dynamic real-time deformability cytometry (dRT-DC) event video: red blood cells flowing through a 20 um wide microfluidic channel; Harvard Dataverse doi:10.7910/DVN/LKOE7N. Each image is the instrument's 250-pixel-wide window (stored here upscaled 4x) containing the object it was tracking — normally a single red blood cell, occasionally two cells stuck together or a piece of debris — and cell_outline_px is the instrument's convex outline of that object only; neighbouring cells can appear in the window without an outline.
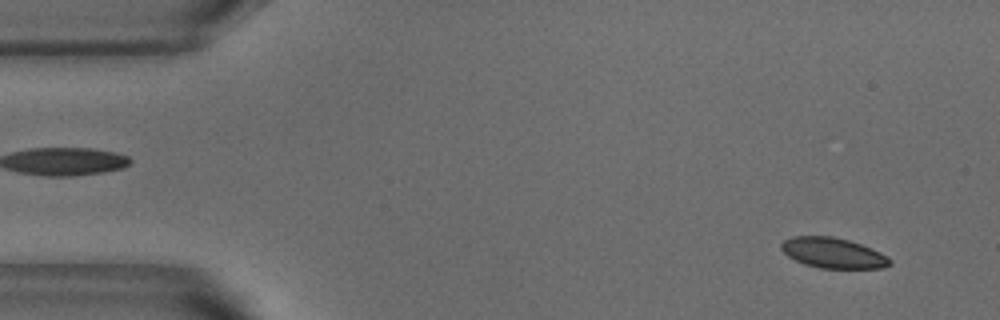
{"species": "common noctule bat (a hibernating species)", "species_latin": "Nyctalus noctula", "temperature_condition": "warm", "stored_images_in_passage": 52, "camera_frame_rate_fps": 3000, "um_per_image_px": 0.085, "animal": {"sex": "male", "body_mass_g": 18.8}, "frame": {"image": 1, "passage_image": 3, "time_ms": 0.667, "image_size_px": [1000, 320], "cell_outline_px": [[892, 264], [884, 268], [820, 268], [804, 264], [788, 256], [780, 248], [780, 244], [784, 240], [792, 236], [832, 236], [848, 240], [860, 244], [880, 252], [892, 260]], "centroid_in_image_um": [70.8, 21.5], "position_along_channel_um": 14.2, "area_um2": 19.19}}
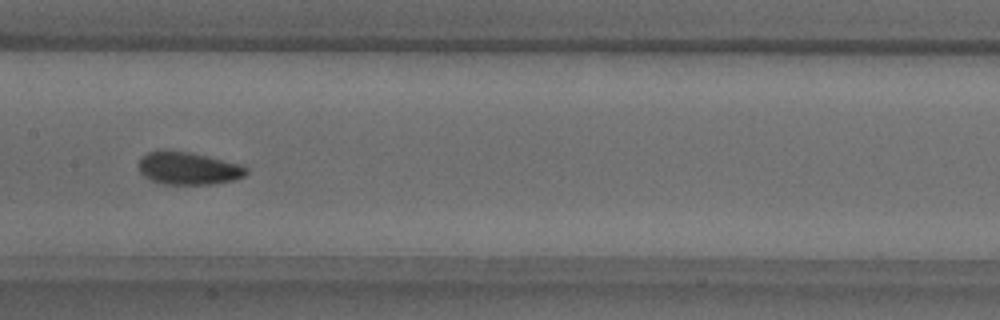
{"frame": {"image": 2, "passage_image": 25, "time_ms": 8.0, "image_size_px": [1000, 320], "cell_outline_px": [[248, 172], [244, 176], [236, 180], [212, 184], [164, 184], [152, 180], [144, 176], [140, 172], [140, 156], [156, 148], [164, 148], [192, 152], [236, 164], [248, 168]], "centroid_in_image_um": [15.95, 14.28], "position_along_channel_um": 191.4, "area_um2": 20.69}}
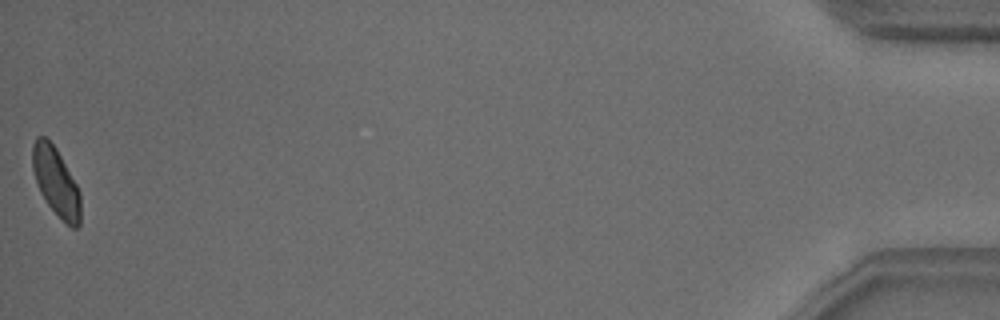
{"frame": {"image": 3, "passage_image": 52, "time_ms": 17.0, "image_size_px": [1000, 320], "cell_outline_px": [[80, 224], [76, 228], [72, 228], [48, 204], [40, 192], [32, 168], [32, 144], [36, 136], [44, 136], [56, 148], [76, 184], [80, 192]], "centroid_in_image_um": [4.74, 15.42], "position_along_channel_um": 430.5, "area_um2": 18.79}, "authors_computed_cell_mechanics": {"area_um2": 19.941, "velocity_mm_per_s": 3.7784, "shape_relaxation_time_tau1_ms": 2.646, "shape_relaxation_time_tau2_ms": 2.5034, "deformation_change_tau1": 0.0899, "deformation_change_tau2": 0.0562}}